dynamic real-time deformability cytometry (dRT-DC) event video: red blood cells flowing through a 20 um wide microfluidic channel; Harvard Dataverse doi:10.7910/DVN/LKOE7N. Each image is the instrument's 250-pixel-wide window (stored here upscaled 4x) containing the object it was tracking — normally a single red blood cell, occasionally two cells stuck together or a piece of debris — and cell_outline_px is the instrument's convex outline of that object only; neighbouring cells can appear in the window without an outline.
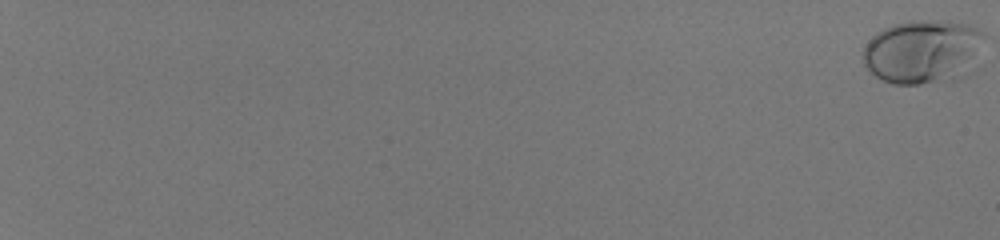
{"species": "human", "species_latin": "Homo sapiens", "temperature_condition": "room temperature", "stored_images_in_passage": 58, "camera_frame_rate_fps": 3000, "um_per_image_px": 0.085, "donor": {"sex": "male"}, "frame": {"image": 1, "passage_image": 1, "time_ms": 0.0, "image_size_px": [1000, 240], "cell_outline_px": [[984, 36], [956, 80], [920, 84], [892, 84], [876, 76], [864, 64], [864, 48], [868, 40], [872, 36], [884, 28], [908, 20], [944, 20], [968, 24], [980, 28], [984, 32]], "centroid_in_image_um": [78.34, 4.35], "position_along_channel_um": 6.7, "area_um2": 43.93}}
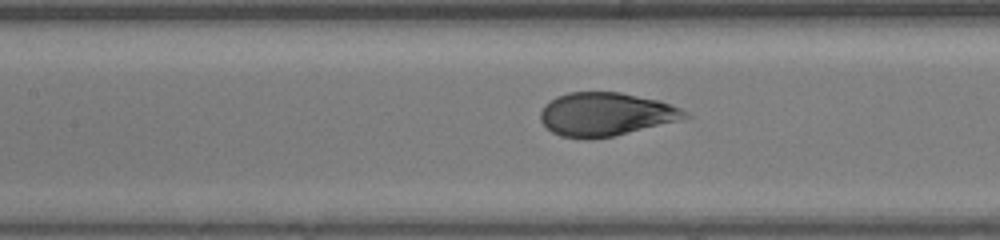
{"frame": {"image": 2, "passage_image": 34, "time_ms": 11.0, "image_size_px": [1000, 240], "cell_outline_px": [[692, 116], [684, 120], [612, 136], [592, 140], [588, 140], [560, 136], [552, 132], [540, 120], [540, 112], [544, 104], [556, 96], [568, 92], [620, 92], [660, 100], [672, 104], [688, 112]], "centroid_in_image_um": [51.52, 9.72], "position_along_channel_um": 155.9, "area_um2": 37.11}}
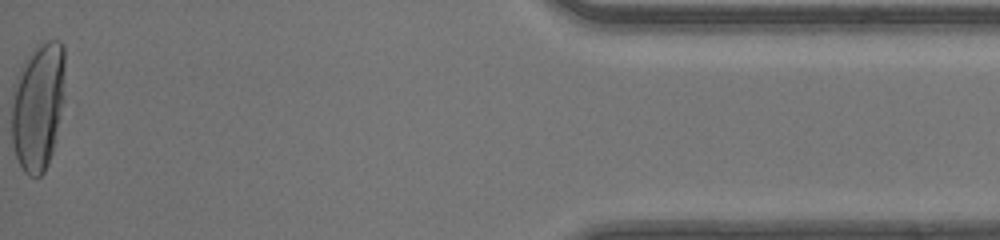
{"frame": {"image": 3, "passage_image": 58, "time_ms": 19.0, "image_size_px": [1000, 240], "cell_outline_px": [[64, 100], [56, 140], [48, 164], [44, 172], [40, 176], [28, 176], [24, 172], [16, 156], [12, 144], [12, 84], [24, 60], [32, 48], [36, 44], [44, 40], [60, 40], [64, 44]], "centroid_in_image_um": [3.23, 8.98], "position_along_channel_um": 432.0, "area_um2": 40.75}, "authors_computed_cell_mechanics": {"area_um2": 37.1076, "velocity_mm_per_s": 4.167, "shape_relaxation_time_tau1_ms": 4.2396, "shape_relaxation_time_tau2_ms": null, "deformation_change_tau1": 0.2099, "deformation_change_tau2": null}}